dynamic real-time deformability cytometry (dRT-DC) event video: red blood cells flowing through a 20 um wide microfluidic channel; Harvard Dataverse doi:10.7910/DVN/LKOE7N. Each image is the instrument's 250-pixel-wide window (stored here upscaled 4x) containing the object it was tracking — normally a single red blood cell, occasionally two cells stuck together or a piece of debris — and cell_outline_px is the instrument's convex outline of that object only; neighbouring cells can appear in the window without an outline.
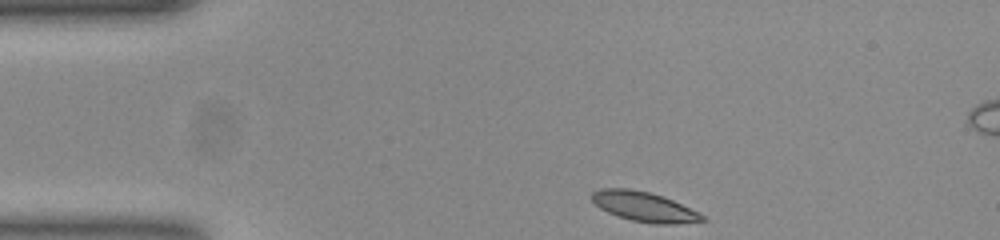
{"species": "common noctule bat (a hibernating species)", "species_latin": "Nyctalus noctula", "temperature_condition": "room temperature", "stored_images_in_passage": 37, "camera_frame_rate_fps": 3000, "um_per_image_px": 0.085, "animal": {"sex": "female", "body_mass_g": 23.0, "forearm_length_mm": 53.4}, "frame": {"image": 1, "passage_image": 1, "time_ms": 0.0, "image_size_px": [1000, 240], "cell_outline_px": [[708, 220], [672, 224], [656, 224], [632, 220], [608, 212], [600, 208], [592, 200], [592, 192], [600, 188], [628, 188], [648, 192], [672, 200], [704, 216]], "centroid_in_image_um": [54.71, 17.56], "position_along_channel_um": 30.3, "area_um2": 18.67}}
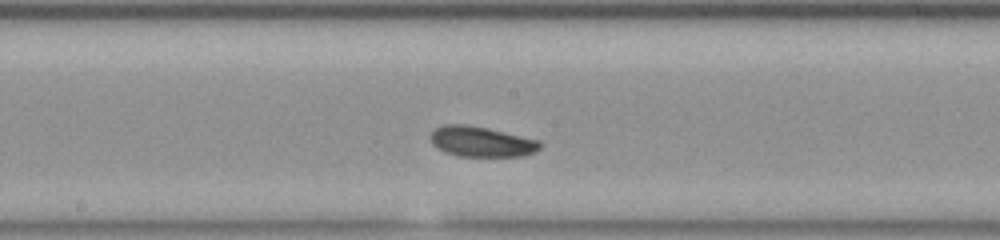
{"frame": {"image": 2, "passage_image": 19, "time_ms": 6.0, "image_size_px": [1000, 240], "cell_outline_px": [[544, 144], [536, 152], [524, 156], [460, 156], [444, 152], [436, 148], [432, 144], [428, 136], [436, 128], [444, 124], [464, 124], [488, 128], [540, 140]], "centroid_in_image_um": [40.93, 12.04], "position_along_channel_um": 207.3, "area_um2": 19.65}}
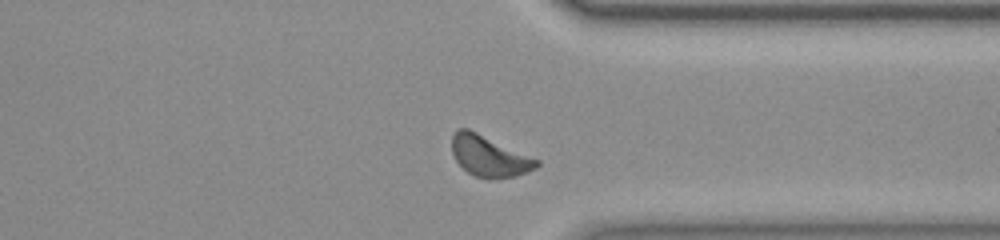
{"frame": {"image": 3, "passage_image": 32, "time_ms": 10.333, "image_size_px": [1000, 240], "cell_outline_px": [[540, 164], [536, 168], [516, 176], [476, 176], [468, 172], [456, 160], [452, 152], [452, 136], [460, 128], [468, 128], [540, 160]], "centroid_in_image_um": [41.59, 13.23], "position_along_channel_um": 369.8, "area_um2": 19.54}, "authors_computed_cell_mechanics": {"area_um2": 19.3052, "velocity_mm_per_s": 3.8033, "shape_relaxation_time_tau1_ms": 2.0388, "shape_relaxation_time_tau2_ms": 4.1066, "deformation_change_tau1": 0.055, "deformation_change_tau2": 0.1102}}